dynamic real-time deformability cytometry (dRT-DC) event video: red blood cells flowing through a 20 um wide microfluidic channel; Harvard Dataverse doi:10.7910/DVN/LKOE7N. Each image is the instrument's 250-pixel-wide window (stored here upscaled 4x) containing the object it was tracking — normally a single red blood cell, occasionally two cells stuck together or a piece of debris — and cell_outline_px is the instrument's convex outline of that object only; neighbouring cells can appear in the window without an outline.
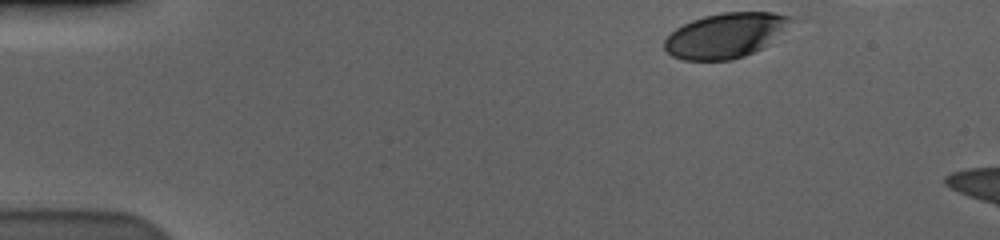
{"species": "human", "species_latin": "Homo sapiens", "temperature_condition": "cold", "stored_images_in_passage": 11, "camera_frame_rate_fps": 3000, "um_per_image_px": 0.085, "donor": {"sex": "male"}, "frame": {"image": 1, "passage_image": 1, "time_ms": 0.0, "image_size_px": [1000, 240], "cell_outline_px": [[792, 16], [760, 48], [744, 56], [732, 60], [684, 60], [672, 56], [664, 48], [664, 40], [676, 28], [692, 20], [704, 16], [724, 12], [772, 12]], "centroid_in_image_um": [61.5, 3.01], "position_along_channel_um": 23.5, "area_um2": 31.79}}